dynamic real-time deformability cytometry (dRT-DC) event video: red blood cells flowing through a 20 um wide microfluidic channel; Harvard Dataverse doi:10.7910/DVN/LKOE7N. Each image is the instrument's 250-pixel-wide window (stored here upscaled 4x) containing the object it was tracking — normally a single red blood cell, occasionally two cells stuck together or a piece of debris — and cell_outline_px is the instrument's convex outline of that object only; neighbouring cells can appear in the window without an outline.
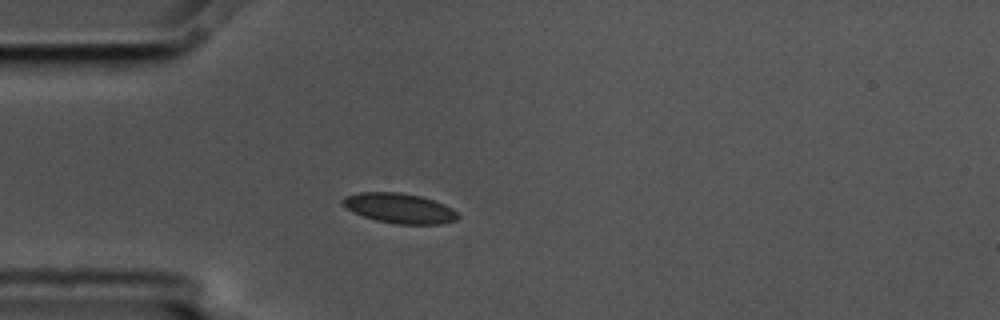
{"species": "common noctule bat (a hibernating species)", "species_latin": "Nyctalus noctula", "temperature_condition": "cold", "stored_images_in_passage": 4, "camera_frame_rate_fps": 3000, "um_per_image_px": 0.085, "animal": {"sex": "male", "body_mass_g": 17.5, "forearm_length_mm": 52.3}, "frame": {"image": 1, "passage_image": 4, "time_ms": 1.0, "image_size_px": [1000, 320], "cell_outline_px": [[460, 216], [456, 220], [440, 224], [396, 224], [376, 220], [352, 212], [340, 200], [348, 196], [360, 192], [400, 192], [420, 196], [444, 204], [452, 208]], "centroid_in_image_um": [33.97, 17.7], "position_along_channel_um": 51.0, "area_um2": 19.94}}